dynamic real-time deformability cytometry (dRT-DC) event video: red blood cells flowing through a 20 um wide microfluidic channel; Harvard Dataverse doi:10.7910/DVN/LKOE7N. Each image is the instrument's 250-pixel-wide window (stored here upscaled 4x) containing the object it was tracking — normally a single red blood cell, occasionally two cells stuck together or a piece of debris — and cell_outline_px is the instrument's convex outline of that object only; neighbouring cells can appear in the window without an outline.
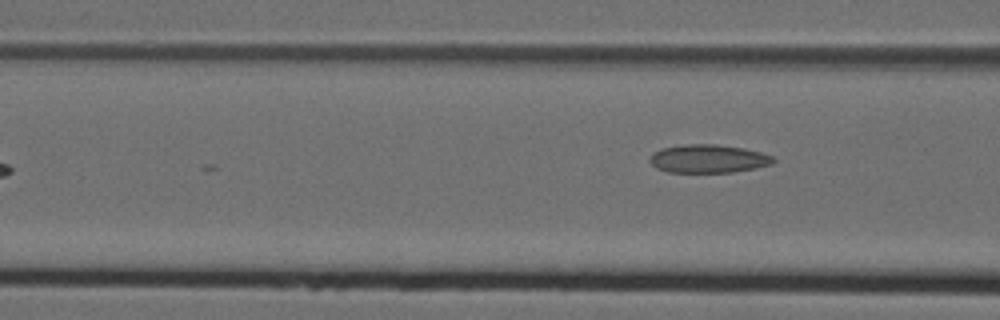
{"species": "Egyptian fruit bat (a non-hibernating species)", "species_latin": "Rousettus aegyptiacus", "temperature_condition": "cold", "stored_images_in_passage": 7, "camera_frame_rate_fps": 3000, "um_per_image_px": 0.085, "animal": {"sex": "female"}, "frame": {"image": 1, "passage_image": 7, "time_ms": 2.0, "image_size_px": [1000, 320], "cell_outline_px": [[776, 160], [772, 164], [756, 168], [732, 172], [668, 172], [656, 168], [648, 160], [648, 156], [652, 152], [660, 148], [684, 144], [716, 144], [744, 148], [760, 152], [772, 156]], "centroid_in_image_um": [60.16, 13.48], "position_along_channel_um": 106.4, "area_um2": 20.58}}